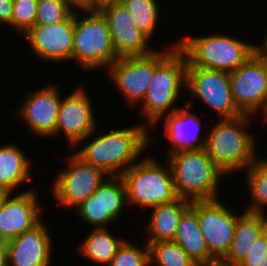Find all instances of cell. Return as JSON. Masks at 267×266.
<instances>
[{"label": "cell", "instance_id": "6da1fadb", "mask_svg": "<svg viewBox=\"0 0 267 266\" xmlns=\"http://www.w3.org/2000/svg\"><path fill=\"white\" fill-rule=\"evenodd\" d=\"M99 127L98 125L73 150L85 162L101 168L109 176H121L140 160L156 139L150 134L154 130H149L143 123L116 127L117 129L110 131H98ZM102 131L105 133L100 134Z\"/></svg>", "mask_w": 267, "mask_h": 266}, {"label": "cell", "instance_id": "7a4b0ae2", "mask_svg": "<svg viewBox=\"0 0 267 266\" xmlns=\"http://www.w3.org/2000/svg\"><path fill=\"white\" fill-rule=\"evenodd\" d=\"M176 40L155 50L154 76L139 104V115L145 119L143 124L149 129L153 127L155 130L154 125L164 115L176 111L180 107L177 102L186 92L188 61L186 55L178 48Z\"/></svg>", "mask_w": 267, "mask_h": 266}, {"label": "cell", "instance_id": "3957f363", "mask_svg": "<svg viewBox=\"0 0 267 266\" xmlns=\"http://www.w3.org/2000/svg\"><path fill=\"white\" fill-rule=\"evenodd\" d=\"M216 119V124L205 130L206 153L226 177L246 170L260 155L256 148L258 138L250 129L258 118L243 114L232 119Z\"/></svg>", "mask_w": 267, "mask_h": 266}, {"label": "cell", "instance_id": "277c9868", "mask_svg": "<svg viewBox=\"0 0 267 266\" xmlns=\"http://www.w3.org/2000/svg\"><path fill=\"white\" fill-rule=\"evenodd\" d=\"M219 31L203 36L185 34L178 40V48L186 55L187 67H201L227 73L235 71L255 52L257 43L246 42Z\"/></svg>", "mask_w": 267, "mask_h": 266}, {"label": "cell", "instance_id": "5b68a950", "mask_svg": "<svg viewBox=\"0 0 267 266\" xmlns=\"http://www.w3.org/2000/svg\"><path fill=\"white\" fill-rule=\"evenodd\" d=\"M164 156L171 167L178 197L190 201L221 199V180L226 175L214 164L205 149Z\"/></svg>", "mask_w": 267, "mask_h": 266}, {"label": "cell", "instance_id": "8992f818", "mask_svg": "<svg viewBox=\"0 0 267 266\" xmlns=\"http://www.w3.org/2000/svg\"><path fill=\"white\" fill-rule=\"evenodd\" d=\"M117 59L103 14L97 8H76L71 61L89 72L106 71Z\"/></svg>", "mask_w": 267, "mask_h": 266}, {"label": "cell", "instance_id": "52a82bcc", "mask_svg": "<svg viewBox=\"0 0 267 266\" xmlns=\"http://www.w3.org/2000/svg\"><path fill=\"white\" fill-rule=\"evenodd\" d=\"M150 155L146 154L120 176L125 185L129 209L135 206L146 212L178 198L170 165L166 160L163 164Z\"/></svg>", "mask_w": 267, "mask_h": 266}, {"label": "cell", "instance_id": "ba28073f", "mask_svg": "<svg viewBox=\"0 0 267 266\" xmlns=\"http://www.w3.org/2000/svg\"><path fill=\"white\" fill-rule=\"evenodd\" d=\"M66 156V168H60L50 185L54 206L67 210L78 208L109 177L101 168L81 159L75 152Z\"/></svg>", "mask_w": 267, "mask_h": 266}, {"label": "cell", "instance_id": "9c48e42d", "mask_svg": "<svg viewBox=\"0 0 267 266\" xmlns=\"http://www.w3.org/2000/svg\"><path fill=\"white\" fill-rule=\"evenodd\" d=\"M186 92L192 100L203 102L206 109L214 112L219 119H232L243 115L237 108L230 88L227 72L187 67Z\"/></svg>", "mask_w": 267, "mask_h": 266}, {"label": "cell", "instance_id": "30bf717a", "mask_svg": "<svg viewBox=\"0 0 267 266\" xmlns=\"http://www.w3.org/2000/svg\"><path fill=\"white\" fill-rule=\"evenodd\" d=\"M230 88L237 108L258 117L267 104V60L255 52L244 64L229 73Z\"/></svg>", "mask_w": 267, "mask_h": 266}, {"label": "cell", "instance_id": "8fae6325", "mask_svg": "<svg viewBox=\"0 0 267 266\" xmlns=\"http://www.w3.org/2000/svg\"><path fill=\"white\" fill-rule=\"evenodd\" d=\"M79 85L71 93H67L68 96L62 97L55 132L56 138L62 135L65 137L68 149L71 150L100 123L97 120L98 115H95L94 105L91 104L92 98L85 88L86 84Z\"/></svg>", "mask_w": 267, "mask_h": 266}, {"label": "cell", "instance_id": "7c38bea8", "mask_svg": "<svg viewBox=\"0 0 267 266\" xmlns=\"http://www.w3.org/2000/svg\"><path fill=\"white\" fill-rule=\"evenodd\" d=\"M128 208L126 189L120 176H109L74 213L93 229L109 228ZM109 225V226H108Z\"/></svg>", "mask_w": 267, "mask_h": 266}, {"label": "cell", "instance_id": "4fadbf2b", "mask_svg": "<svg viewBox=\"0 0 267 266\" xmlns=\"http://www.w3.org/2000/svg\"><path fill=\"white\" fill-rule=\"evenodd\" d=\"M60 88L56 83L48 82L28 92L17 106L16 116L27 125V131L34 137L55 138L60 103L64 96Z\"/></svg>", "mask_w": 267, "mask_h": 266}, {"label": "cell", "instance_id": "5bb4252c", "mask_svg": "<svg viewBox=\"0 0 267 266\" xmlns=\"http://www.w3.org/2000/svg\"><path fill=\"white\" fill-rule=\"evenodd\" d=\"M96 8L107 21L118 58L147 55L156 50L151 39L134 24L128 10L118 0L103 1Z\"/></svg>", "mask_w": 267, "mask_h": 266}, {"label": "cell", "instance_id": "9a60e30c", "mask_svg": "<svg viewBox=\"0 0 267 266\" xmlns=\"http://www.w3.org/2000/svg\"><path fill=\"white\" fill-rule=\"evenodd\" d=\"M222 199L197 201L199 227L214 260H222L228 253L241 215L228 208L226 202L223 204Z\"/></svg>", "mask_w": 267, "mask_h": 266}, {"label": "cell", "instance_id": "2e32d148", "mask_svg": "<svg viewBox=\"0 0 267 266\" xmlns=\"http://www.w3.org/2000/svg\"><path fill=\"white\" fill-rule=\"evenodd\" d=\"M122 94L128 107L139 106L155 72V50L147 55L119 57L105 71Z\"/></svg>", "mask_w": 267, "mask_h": 266}, {"label": "cell", "instance_id": "e0dca14e", "mask_svg": "<svg viewBox=\"0 0 267 266\" xmlns=\"http://www.w3.org/2000/svg\"><path fill=\"white\" fill-rule=\"evenodd\" d=\"M22 37L41 62L66 64L73 50L74 12L62 22L34 25Z\"/></svg>", "mask_w": 267, "mask_h": 266}, {"label": "cell", "instance_id": "ac0fdd59", "mask_svg": "<svg viewBox=\"0 0 267 266\" xmlns=\"http://www.w3.org/2000/svg\"><path fill=\"white\" fill-rule=\"evenodd\" d=\"M38 190L36 186L26 192L9 193L4 199L0 207V240L3 243L33 229L43 220Z\"/></svg>", "mask_w": 267, "mask_h": 266}, {"label": "cell", "instance_id": "d6986e66", "mask_svg": "<svg viewBox=\"0 0 267 266\" xmlns=\"http://www.w3.org/2000/svg\"><path fill=\"white\" fill-rule=\"evenodd\" d=\"M188 99H186L184 105L181 104L182 106L176 111L164 115L154 125L157 127V124L159 125L162 120L163 135L167 138V141H170L169 144L171 143L170 147H167L165 155L205 148L207 134L204 135L202 129L203 127L206 128L208 123L202 125L204 124L202 118L191 110V107L195 104L190 98Z\"/></svg>", "mask_w": 267, "mask_h": 266}, {"label": "cell", "instance_id": "ffe728a7", "mask_svg": "<svg viewBox=\"0 0 267 266\" xmlns=\"http://www.w3.org/2000/svg\"><path fill=\"white\" fill-rule=\"evenodd\" d=\"M43 220L33 229L4 243L6 266H50L53 235Z\"/></svg>", "mask_w": 267, "mask_h": 266}, {"label": "cell", "instance_id": "44dd1931", "mask_svg": "<svg viewBox=\"0 0 267 266\" xmlns=\"http://www.w3.org/2000/svg\"><path fill=\"white\" fill-rule=\"evenodd\" d=\"M19 144L16 143H2L0 145V188L6 190L8 193H20L29 191V188L22 191L21 185L25 186L31 182L33 175L31 157H28ZM30 180V181H29ZM23 183V184H22ZM21 189V190H19Z\"/></svg>", "mask_w": 267, "mask_h": 266}, {"label": "cell", "instance_id": "7402d4cb", "mask_svg": "<svg viewBox=\"0 0 267 266\" xmlns=\"http://www.w3.org/2000/svg\"><path fill=\"white\" fill-rule=\"evenodd\" d=\"M191 203L190 200L178 197L174 201L149 209L150 217L145 222V231L143 230L147 233L145 242L150 245L161 241H173L181 216Z\"/></svg>", "mask_w": 267, "mask_h": 266}, {"label": "cell", "instance_id": "603a6c76", "mask_svg": "<svg viewBox=\"0 0 267 266\" xmlns=\"http://www.w3.org/2000/svg\"><path fill=\"white\" fill-rule=\"evenodd\" d=\"M173 241L178 243L199 266H207L215 261L210 256L206 240L199 227L197 201H192L183 212Z\"/></svg>", "mask_w": 267, "mask_h": 266}, {"label": "cell", "instance_id": "cb8c5ba5", "mask_svg": "<svg viewBox=\"0 0 267 266\" xmlns=\"http://www.w3.org/2000/svg\"><path fill=\"white\" fill-rule=\"evenodd\" d=\"M267 230V215L243 210L237 219L233 240L223 262L238 265L252 250L255 241Z\"/></svg>", "mask_w": 267, "mask_h": 266}, {"label": "cell", "instance_id": "d4e9b609", "mask_svg": "<svg viewBox=\"0 0 267 266\" xmlns=\"http://www.w3.org/2000/svg\"><path fill=\"white\" fill-rule=\"evenodd\" d=\"M111 232L109 228H91L86 237L77 245L75 252L77 251L81 257L94 265L96 263V265L107 266L127 240Z\"/></svg>", "mask_w": 267, "mask_h": 266}, {"label": "cell", "instance_id": "484cf974", "mask_svg": "<svg viewBox=\"0 0 267 266\" xmlns=\"http://www.w3.org/2000/svg\"><path fill=\"white\" fill-rule=\"evenodd\" d=\"M243 172L247 193L250 195L244 211L267 215V155H259Z\"/></svg>", "mask_w": 267, "mask_h": 266}, {"label": "cell", "instance_id": "4316f807", "mask_svg": "<svg viewBox=\"0 0 267 266\" xmlns=\"http://www.w3.org/2000/svg\"><path fill=\"white\" fill-rule=\"evenodd\" d=\"M128 10L134 24L151 40L156 35L162 19L158 0H118ZM161 17V18H160Z\"/></svg>", "mask_w": 267, "mask_h": 266}, {"label": "cell", "instance_id": "83f0119b", "mask_svg": "<svg viewBox=\"0 0 267 266\" xmlns=\"http://www.w3.org/2000/svg\"><path fill=\"white\" fill-rule=\"evenodd\" d=\"M150 266H199L175 241L151 243Z\"/></svg>", "mask_w": 267, "mask_h": 266}, {"label": "cell", "instance_id": "f1b7e54d", "mask_svg": "<svg viewBox=\"0 0 267 266\" xmlns=\"http://www.w3.org/2000/svg\"><path fill=\"white\" fill-rule=\"evenodd\" d=\"M75 9L68 0H38L35 25H52L62 22Z\"/></svg>", "mask_w": 267, "mask_h": 266}, {"label": "cell", "instance_id": "f546056e", "mask_svg": "<svg viewBox=\"0 0 267 266\" xmlns=\"http://www.w3.org/2000/svg\"><path fill=\"white\" fill-rule=\"evenodd\" d=\"M126 240L107 266H150L149 245L142 246Z\"/></svg>", "mask_w": 267, "mask_h": 266}, {"label": "cell", "instance_id": "4dcf8cb0", "mask_svg": "<svg viewBox=\"0 0 267 266\" xmlns=\"http://www.w3.org/2000/svg\"><path fill=\"white\" fill-rule=\"evenodd\" d=\"M38 0H13L11 30L24 35L35 25Z\"/></svg>", "mask_w": 267, "mask_h": 266}, {"label": "cell", "instance_id": "1f68e13d", "mask_svg": "<svg viewBox=\"0 0 267 266\" xmlns=\"http://www.w3.org/2000/svg\"><path fill=\"white\" fill-rule=\"evenodd\" d=\"M267 252V230L255 241L251 252L243 260H260Z\"/></svg>", "mask_w": 267, "mask_h": 266}, {"label": "cell", "instance_id": "d6a6232c", "mask_svg": "<svg viewBox=\"0 0 267 266\" xmlns=\"http://www.w3.org/2000/svg\"><path fill=\"white\" fill-rule=\"evenodd\" d=\"M13 0H0V24L11 29ZM9 26V27H8Z\"/></svg>", "mask_w": 267, "mask_h": 266}, {"label": "cell", "instance_id": "836d02e7", "mask_svg": "<svg viewBox=\"0 0 267 266\" xmlns=\"http://www.w3.org/2000/svg\"><path fill=\"white\" fill-rule=\"evenodd\" d=\"M239 266H267V252L260 260H242Z\"/></svg>", "mask_w": 267, "mask_h": 266}, {"label": "cell", "instance_id": "e575fe53", "mask_svg": "<svg viewBox=\"0 0 267 266\" xmlns=\"http://www.w3.org/2000/svg\"><path fill=\"white\" fill-rule=\"evenodd\" d=\"M267 29V28H265ZM265 35H263V39H261V43L259 45H257V50L265 57V59L267 60V30L264 33Z\"/></svg>", "mask_w": 267, "mask_h": 266}, {"label": "cell", "instance_id": "d590c367", "mask_svg": "<svg viewBox=\"0 0 267 266\" xmlns=\"http://www.w3.org/2000/svg\"><path fill=\"white\" fill-rule=\"evenodd\" d=\"M75 8H91V0H68Z\"/></svg>", "mask_w": 267, "mask_h": 266}, {"label": "cell", "instance_id": "8d00e7d4", "mask_svg": "<svg viewBox=\"0 0 267 266\" xmlns=\"http://www.w3.org/2000/svg\"><path fill=\"white\" fill-rule=\"evenodd\" d=\"M0 266H6L5 262V246L4 243L0 240Z\"/></svg>", "mask_w": 267, "mask_h": 266}, {"label": "cell", "instance_id": "74e56055", "mask_svg": "<svg viewBox=\"0 0 267 266\" xmlns=\"http://www.w3.org/2000/svg\"><path fill=\"white\" fill-rule=\"evenodd\" d=\"M207 266H239V265L229 264V263L223 262L222 260H215L214 262L210 263Z\"/></svg>", "mask_w": 267, "mask_h": 266}, {"label": "cell", "instance_id": "f35d334b", "mask_svg": "<svg viewBox=\"0 0 267 266\" xmlns=\"http://www.w3.org/2000/svg\"><path fill=\"white\" fill-rule=\"evenodd\" d=\"M261 116H262V119H260V120H264V121H261V123H265L267 126V104L265 105V108L260 113V115H258V117H260V118H261Z\"/></svg>", "mask_w": 267, "mask_h": 266}, {"label": "cell", "instance_id": "ab89813d", "mask_svg": "<svg viewBox=\"0 0 267 266\" xmlns=\"http://www.w3.org/2000/svg\"><path fill=\"white\" fill-rule=\"evenodd\" d=\"M8 194L9 193L6 190L0 188V207Z\"/></svg>", "mask_w": 267, "mask_h": 266}, {"label": "cell", "instance_id": "60d3db41", "mask_svg": "<svg viewBox=\"0 0 267 266\" xmlns=\"http://www.w3.org/2000/svg\"><path fill=\"white\" fill-rule=\"evenodd\" d=\"M106 0H91V8H96L97 5Z\"/></svg>", "mask_w": 267, "mask_h": 266}]
</instances>
